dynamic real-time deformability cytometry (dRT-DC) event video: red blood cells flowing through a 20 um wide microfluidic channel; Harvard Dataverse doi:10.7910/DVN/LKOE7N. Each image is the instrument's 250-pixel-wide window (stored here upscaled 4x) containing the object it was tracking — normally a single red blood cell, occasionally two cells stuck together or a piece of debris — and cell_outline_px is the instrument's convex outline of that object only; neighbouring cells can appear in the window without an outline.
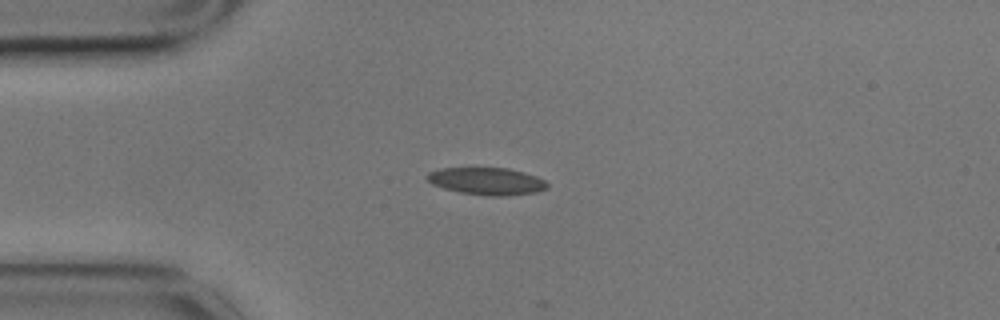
{"species": "common noctule bat (a hibernating species)", "species_latin": "Nyctalus noctula", "temperature_condition": "cold", "stored_images_in_passage": 8, "camera_frame_rate_fps": 3000, "um_per_image_px": 0.085, "animal": {"sex": "male", "body_mass_g": 17.9}, "frame": {"image": 1, "passage_image": 3, "time_ms": 0.667, "image_size_px": [1000, 320], "cell_outline_px": [[548, 188], [536, 192], [504, 196], [492, 196], [460, 192], [444, 188], [432, 184], [424, 176], [428, 172], [440, 168], [508, 168], [524, 172], [536, 176], [544, 180], [548, 184]], "centroid_in_image_um": [41.37, 15.39], "position_along_channel_um": 43.6, "area_um2": 19.07}}
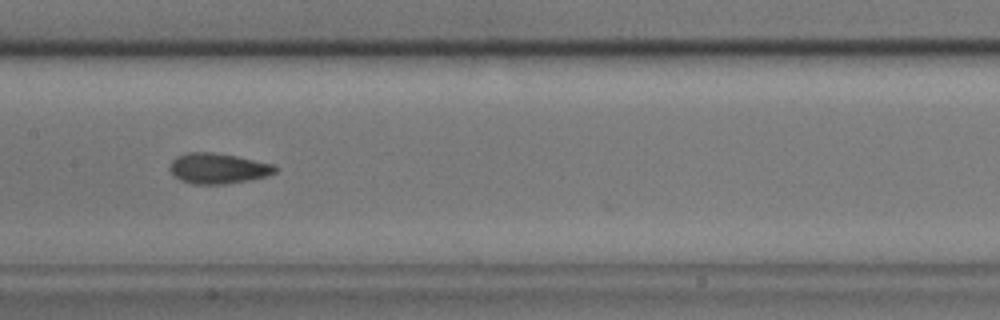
{"frame": {"image": 2, "passage_image": 7, "time_ms": 2.0, "image_size_px": [1000, 320], "cell_outline_px": [[276, 172], [268, 176], [248, 180], [224, 184], [192, 184], [180, 180], [168, 168], [172, 160], [176, 156], [188, 152], [212, 152], [236, 156], [272, 164], [276, 168]], "centroid_in_image_um": [18.5, 14.31], "position_along_channel_um": 188.9, "area_um2": 18.61}}